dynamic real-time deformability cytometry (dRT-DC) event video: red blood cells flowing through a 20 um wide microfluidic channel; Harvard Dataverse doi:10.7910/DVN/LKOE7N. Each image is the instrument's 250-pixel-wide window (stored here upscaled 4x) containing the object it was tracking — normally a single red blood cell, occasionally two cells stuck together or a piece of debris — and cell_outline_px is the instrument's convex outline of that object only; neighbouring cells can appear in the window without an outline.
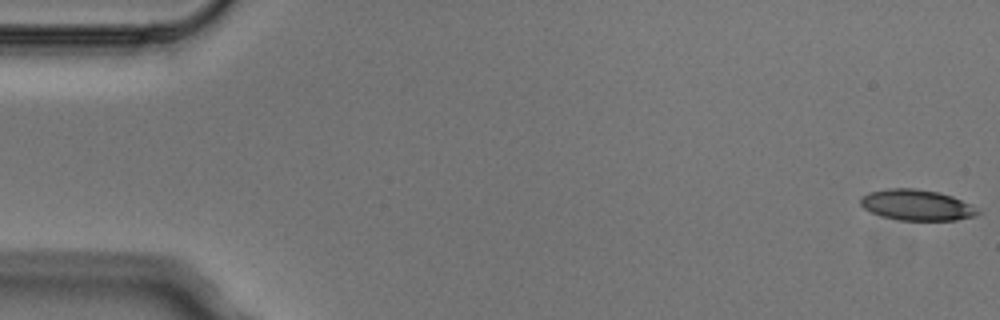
{"species": "Egyptian fruit bat (a non-hibernating species)", "species_latin": "Rousettus aegyptiacus", "temperature_condition": "cold", "stored_images_in_passage": 6, "camera_frame_rate_fps": 3000, "um_per_image_px": 0.085, "animal": {"sex": "male"}, "frame": {"image": 1, "passage_image": 1, "time_ms": 0.0, "image_size_px": [1000, 320], "cell_outline_px": [[980, 212], [976, 216], [956, 220], [900, 220], [880, 216], [864, 208], [860, 204], [860, 196], [868, 192], [888, 188], [912, 188], [936, 192], [952, 196], [972, 204]], "centroid_in_image_um": [77.91, 17.43], "position_along_channel_um": 7.1, "area_um2": 21.1}}
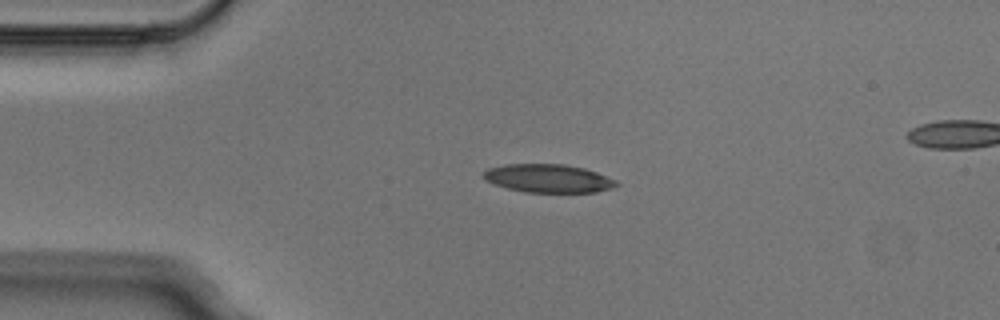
{"frame": {"image": 2, "passage_image": 4, "time_ms": 1.0, "image_size_px": [1000, 320], "cell_outline_px": [[620, 184], [612, 188], [596, 192], [524, 192], [492, 184], [484, 180], [480, 176], [488, 168], [504, 164], [564, 164], [584, 168], [596, 172], [616, 180]], "centroid_in_image_um": [46.56, 15.16], "position_along_channel_um": 38.4, "area_um2": 22.08}}
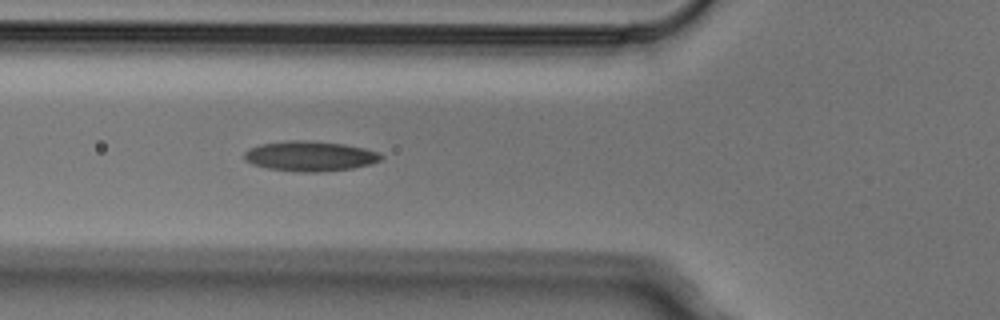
{"frame": {"image": 3, "passage_image": 6, "time_ms": 1.667, "image_size_px": [1000, 320], "cell_outline_px": [[384, 156], [380, 160], [368, 164], [352, 168], [316, 172], [300, 172], [268, 168], [252, 164], [244, 160], [244, 152], [248, 148], [260, 144], [288, 140], [312, 140], [344, 144], [364, 148], [376, 152]], "centroid_in_image_um": [26.3, 13.26], "position_along_channel_um": 99.5, "area_um2": 23.93}}